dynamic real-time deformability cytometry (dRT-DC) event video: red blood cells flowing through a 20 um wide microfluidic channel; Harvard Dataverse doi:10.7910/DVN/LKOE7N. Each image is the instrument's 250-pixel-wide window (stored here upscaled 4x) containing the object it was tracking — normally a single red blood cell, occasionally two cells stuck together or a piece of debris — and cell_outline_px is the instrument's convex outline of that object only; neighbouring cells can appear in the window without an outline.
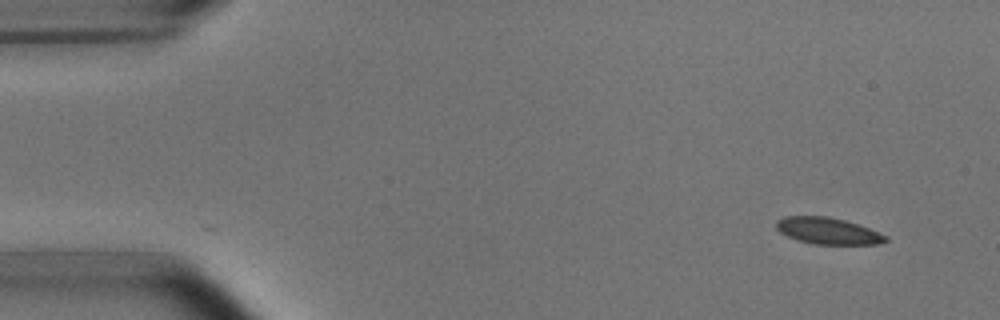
{"species": "common noctule bat (a hibernating species)", "species_latin": "Nyctalus noctula", "temperature_condition": "room temperature", "stored_images_in_passage": 4, "camera_frame_rate_fps": 3000, "um_per_image_px": 0.085, "animal": {"sex": "male", "body_mass_g": 15.6}, "frame": {"image": 1, "passage_image": 1, "time_ms": 0.0, "image_size_px": [1000, 320], "cell_outline_px": [[888, 240], [880, 244], [812, 244], [796, 240], [780, 232], [776, 228], [776, 220], [784, 216], [828, 216], [844, 220], [868, 228], [888, 236]], "centroid_in_image_um": [70.34, 19.63], "position_along_channel_um": 14.7, "area_um2": 16.94}}
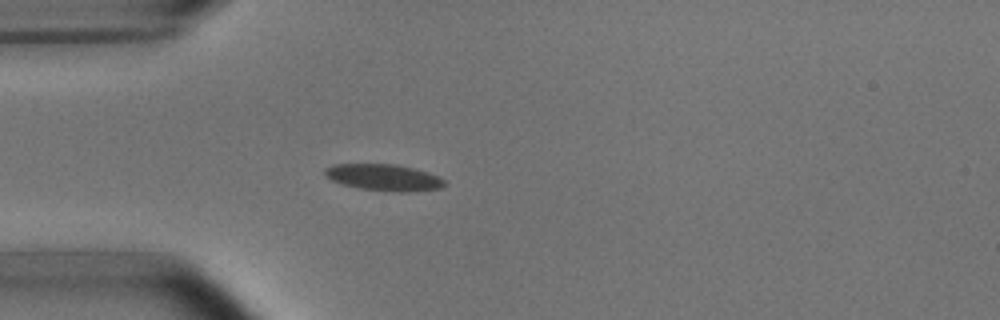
{"frame": {"image": 2, "passage_image": 4, "time_ms": 3.667, "image_size_px": [1000, 320], "cell_outline_px": [[448, 184], [440, 188], [408, 192], [396, 192], [360, 188], [340, 184], [324, 176], [324, 168], [332, 164], [396, 164], [428, 172], [440, 176]], "centroid_in_image_um": [32.62, 15.08], "position_along_channel_um": 52.4, "area_um2": 18.67}}